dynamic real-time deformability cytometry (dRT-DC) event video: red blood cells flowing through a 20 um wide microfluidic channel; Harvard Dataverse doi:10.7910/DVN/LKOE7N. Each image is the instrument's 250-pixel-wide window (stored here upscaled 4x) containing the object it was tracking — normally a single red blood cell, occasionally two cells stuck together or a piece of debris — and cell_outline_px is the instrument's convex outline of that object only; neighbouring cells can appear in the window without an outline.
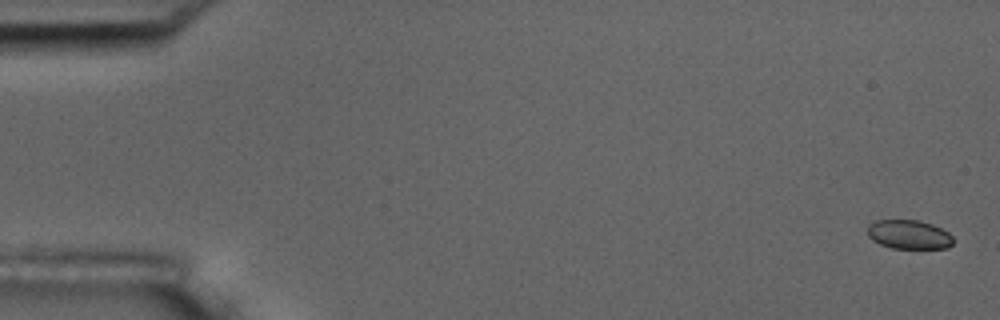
{"species": "common noctule bat (a hibernating species)", "species_latin": "Nyctalus noctula", "temperature_condition": "room temperature", "stored_images_in_passage": 57, "camera_frame_rate_fps": 3000, "um_per_image_px": 0.085, "animal": {"sex": "male", "body_mass_g": 17.5, "forearm_length_mm": 52.3}, "frame": {"image": 1, "passage_image": 1, "time_ms": 0.0, "image_size_px": [1000, 320], "cell_outline_px": [[952, 244], [948, 248], [892, 248], [880, 244], [872, 240], [868, 236], [868, 224], [876, 220], [920, 220], [932, 224], [948, 232], [952, 236]], "centroid_in_image_um": [77.24, 19.93], "position_along_channel_um": 7.8, "area_um2": 14.51}}
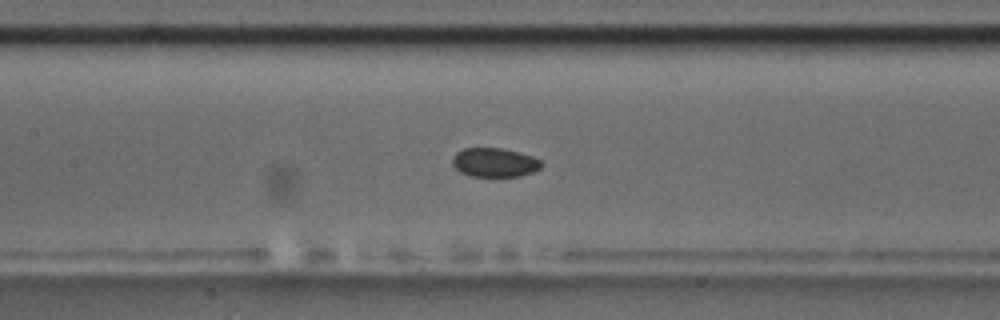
{"frame": {"image": 2, "passage_image": 26, "time_ms": 8.333, "image_size_px": [1000, 320], "cell_outline_px": [[544, 164], [540, 168], [532, 172], [520, 176], [468, 176], [460, 172], [452, 164], [452, 160], [456, 152], [464, 148], [500, 148], [520, 152], [532, 156], [540, 160]], "centroid_in_image_um": [42.04, 13.81], "position_along_channel_um": 165.4, "area_um2": 15.09}}
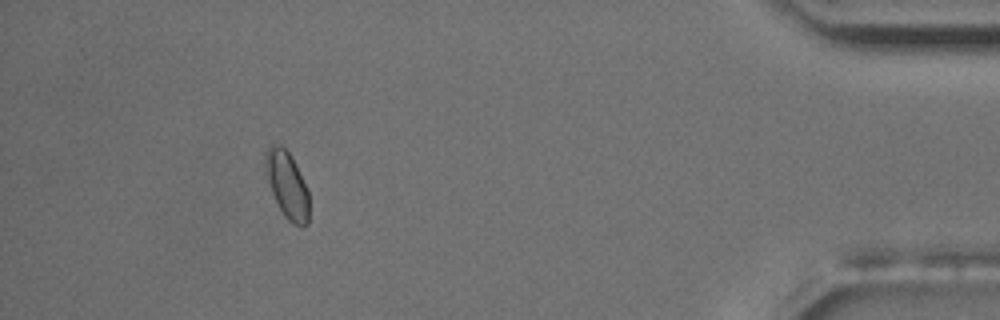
{"frame": {"image": 3, "passage_image": 51, "time_ms": 16.667, "image_size_px": [1000, 320], "cell_outline_px": [[308, 224], [304, 228], [300, 228], [292, 224], [284, 216], [272, 192], [268, 180], [264, 164], [264, 152], [272, 144], [280, 144], [292, 156], [308, 192]], "centroid_in_image_um": [24.4, 15.73], "position_along_channel_um": 410.8, "area_um2": 16.94}, "authors_computed_cell_mechanics": {"area_um2": 15.606, "velocity_mm_per_s": 3.634, "shape_relaxation_time_tau1_ms": 9.9191, "shape_relaxation_time_tau2_ms": null, "deformation_change_tau1": 0.0787, "deformation_change_tau2": null}}